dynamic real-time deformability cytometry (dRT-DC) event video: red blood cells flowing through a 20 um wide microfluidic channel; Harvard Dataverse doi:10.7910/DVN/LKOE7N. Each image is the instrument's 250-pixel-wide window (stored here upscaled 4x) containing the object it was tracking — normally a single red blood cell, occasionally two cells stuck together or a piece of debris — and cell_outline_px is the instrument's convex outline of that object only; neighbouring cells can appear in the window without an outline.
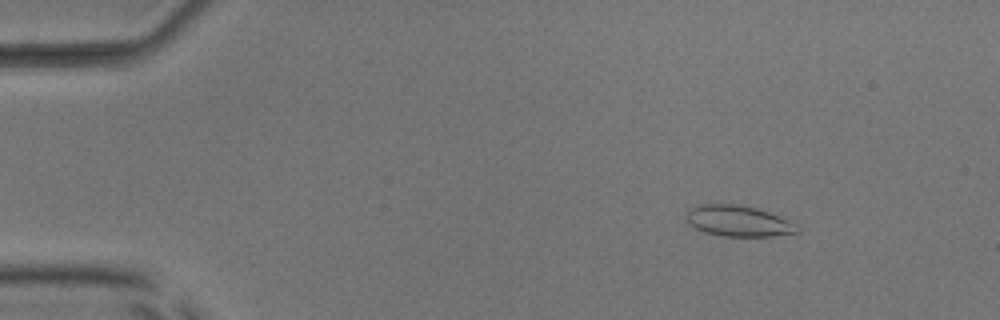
{"species": "common noctule bat (a hibernating species)", "species_latin": "Nyctalus noctula", "temperature_condition": "room temperature", "stored_images_in_passage": 52, "camera_frame_rate_fps": 3000, "um_per_image_px": 0.085, "animal": {"sex": "male", "body_mass_g": 17.9, "forearm_length_mm": 54.2}, "frame": {"image": 1, "passage_image": 7, "time_ms": 2.0, "image_size_px": [1000, 320], "cell_outline_px": [[800, 232], [772, 236], [720, 236], [704, 232], [688, 224], [684, 216], [688, 208], [696, 204], [732, 204], [756, 208], [768, 212], [788, 220], [796, 224], [800, 228]], "centroid_in_image_um": [62.7, 18.78], "position_along_channel_um": 22.3, "area_um2": 20.17}}
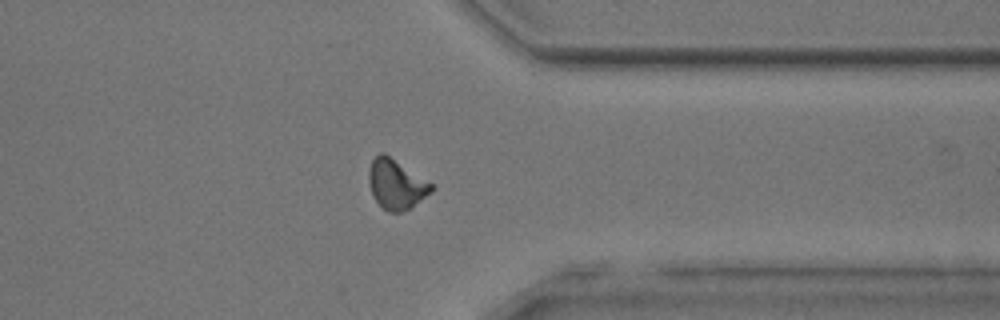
{"frame": {"image": 2, "passage_image": 41, "time_ms": 13.333, "image_size_px": [1000, 320], "cell_outline_px": [[436, 188], [432, 192], [408, 208], [400, 212], [388, 212], [372, 196], [368, 180], [368, 168], [372, 160], [380, 152], [384, 152], [432, 184]], "centroid_in_image_um": [33.65, 15.64], "position_along_channel_um": 377.8, "area_um2": 17.92}}
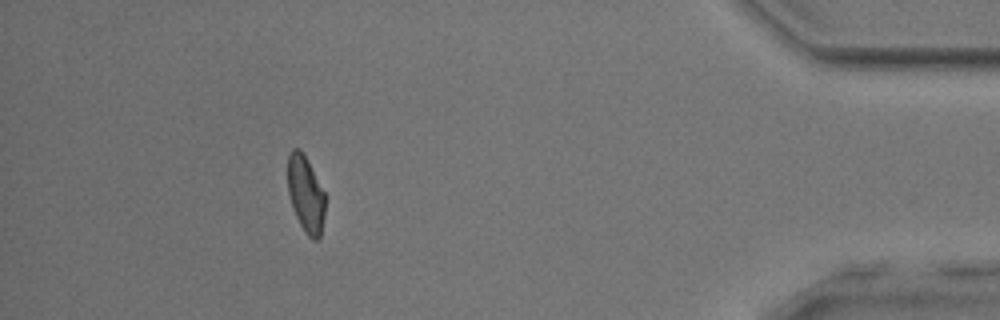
{"frame": {"image": 3, "passage_image": 47, "time_ms": 15.333, "image_size_px": [1000, 320], "cell_outline_px": [[324, 216], [320, 236], [316, 240], [312, 240], [304, 232], [296, 216], [288, 192], [288, 152], [292, 148], [300, 148], [324, 192]], "centroid_in_image_um": [25.97, 16.5], "position_along_channel_um": 409.2, "area_um2": 16.36}, "authors_computed_cell_mechanics": {"area_um2": 17.9469, "velocity_mm_per_s": 3.9806, "shape_relaxation_time_tau1_ms": 7.6324, "shape_relaxation_time_tau2_ms": 2.5424, "deformation_change_tau1": 0.1555, "deformation_change_tau2": 0.0866}}